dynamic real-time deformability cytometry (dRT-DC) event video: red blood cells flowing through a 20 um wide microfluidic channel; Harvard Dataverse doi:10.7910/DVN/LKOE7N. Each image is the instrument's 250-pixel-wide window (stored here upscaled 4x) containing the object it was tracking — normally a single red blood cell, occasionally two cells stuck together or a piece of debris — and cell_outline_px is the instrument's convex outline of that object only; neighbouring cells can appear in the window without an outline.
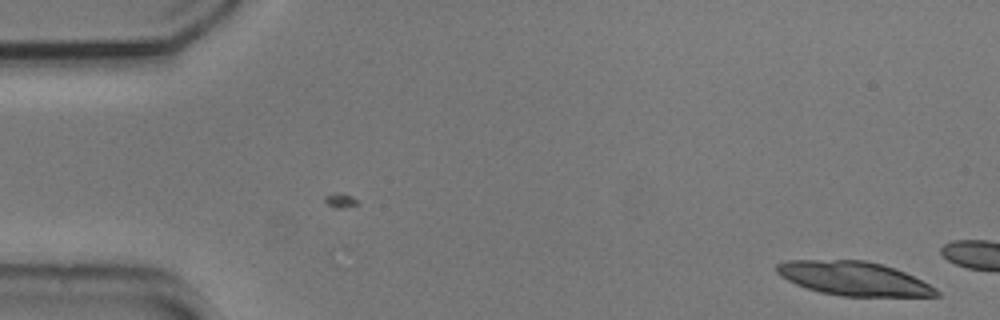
{"species": "common noctule bat (a hibernating species)", "species_latin": "Nyctalus noctula", "temperature_condition": "cold", "stored_images_in_passage": 8, "camera_frame_rate_fps": 3000, "um_per_image_px": 0.085, "animal": {"sex": "male", "body_mass_g": 20.5, "forearm_length_mm": 52.5}, "frame": {"image": 1, "passage_image": 1, "time_ms": 0.0, "image_size_px": [1000, 320], "cell_outline_px": [[940, 296], [840, 296], [820, 292], [796, 284], [780, 276], [776, 272], [776, 264], [788, 260], [864, 260], [880, 264], [904, 272], [936, 288], [940, 292]], "centroid_in_image_um": [72.54, 23.67], "position_along_channel_um": 12.5, "area_um2": 31.21}}